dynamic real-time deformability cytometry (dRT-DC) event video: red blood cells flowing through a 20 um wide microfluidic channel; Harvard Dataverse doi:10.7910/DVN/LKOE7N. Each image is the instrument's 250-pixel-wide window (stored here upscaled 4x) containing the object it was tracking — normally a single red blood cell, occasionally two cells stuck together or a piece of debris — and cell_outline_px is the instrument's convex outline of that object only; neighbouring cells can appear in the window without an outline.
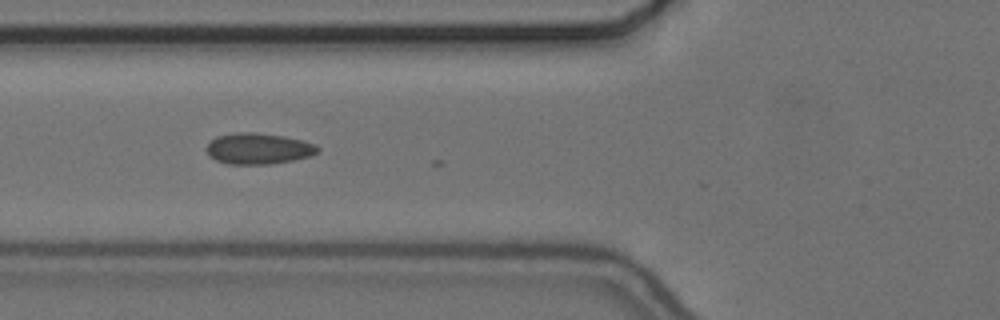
{"species": "common noctule bat (a hibernating species)", "species_latin": "Nyctalus noctula", "temperature_condition": "cold", "stored_images_in_passage": 15, "camera_frame_rate_fps": 3000, "um_per_image_px": 0.085, "animal": {"sex": "female", "body_mass_g": 24.6, "forearm_length_mm": 56.2}, "frame": {"image": 1, "passage_image": 2, "time_ms": 0.333, "image_size_px": [1000, 320], "cell_outline_px": [[320, 152], [312, 156], [292, 160], [268, 164], [228, 164], [216, 160], [208, 156], [208, 144], [216, 136], [236, 132], [256, 132], [284, 136], [304, 140], [316, 144], [320, 148]], "centroid_in_image_um": [22.01, 12.62], "position_along_channel_um": 103.8, "area_um2": 20.29}}
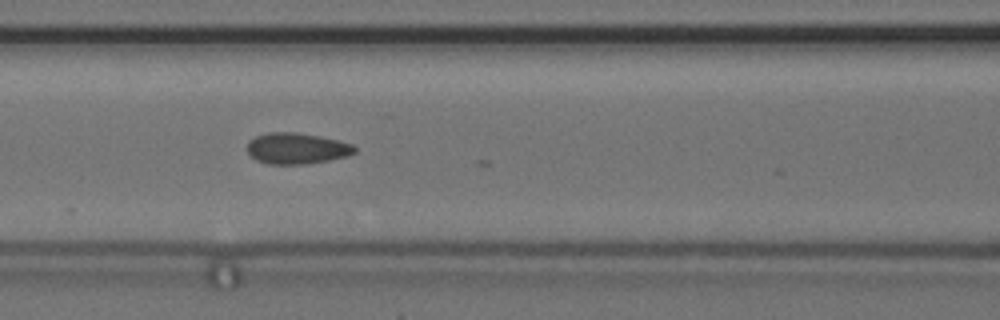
{"frame": {"image": 2, "passage_image": 5, "time_ms": 1.333, "image_size_px": [1000, 320], "cell_outline_px": [[356, 152], [348, 156], [328, 160], [304, 164], [268, 164], [256, 160], [248, 152], [248, 140], [256, 136], [268, 132], [296, 132], [320, 136], [340, 140], [352, 144], [356, 148]], "centroid_in_image_um": [25.23, 12.61], "position_along_channel_um": 141.4, "area_um2": 19.54}}